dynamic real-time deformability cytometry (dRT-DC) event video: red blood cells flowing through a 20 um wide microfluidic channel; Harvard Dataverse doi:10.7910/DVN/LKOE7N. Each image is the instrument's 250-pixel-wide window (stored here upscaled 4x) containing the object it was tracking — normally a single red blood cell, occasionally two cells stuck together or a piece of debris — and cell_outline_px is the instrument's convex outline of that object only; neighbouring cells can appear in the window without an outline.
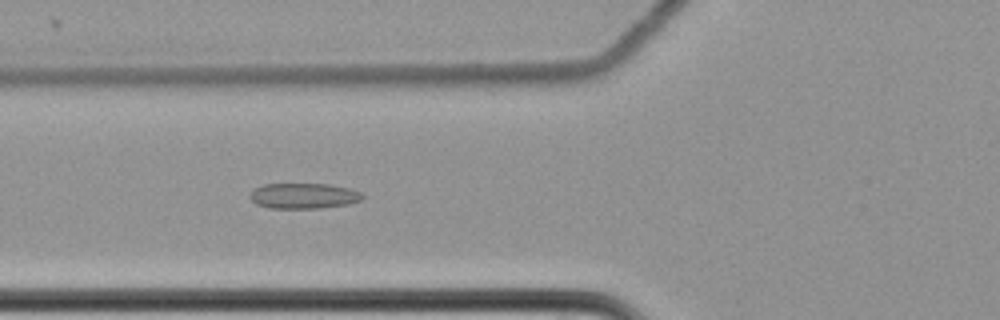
{"species": "common noctule bat (a hibernating species)", "species_latin": "Nyctalus noctula", "temperature_condition": "cold", "stored_images_in_passage": 46, "camera_frame_rate_fps": 3000, "um_per_image_px": 0.085, "animal": {"sex": "female", "body_mass_g": 22.7, "forearm_length_mm": 54.2}, "frame": {"image": 1, "passage_image": 10, "time_ms": 3.0, "image_size_px": [1000, 320], "cell_outline_px": [[364, 196], [360, 200], [348, 204], [320, 208], [268, 208], [256, 204], [248, 196], [256, 188], [264, 184], [328, 184], [352, 188], [360, 192]], "centroid_in_image_um": [25.82, 16.65], "position_along_channel_um": 100.0, "area_um2": 16.7}}
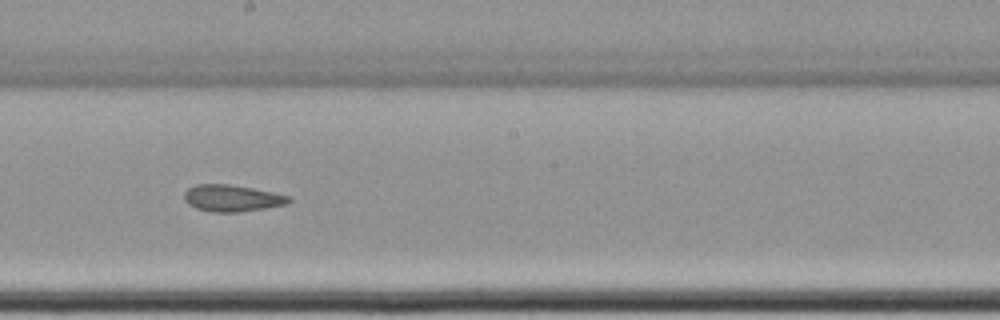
{"frame": {"image": 2, "passage_image": 21, "time_ms": 6.667, "image_size_px": [1000, 320], "cell_outline_px": [[292, 200], [288, 204], [264, 208], [236, 212], [212, 212], [196, 208], [188, 204], [184, 200], [184, 192], [188, 188], [196, 184], [228, 184], [252, 188], [272, 192], [288, 196]], "centroid_in_image_um": [19.69, 16.84], "position_along_channel_um": 228.5, "area_um2": 16.18}}
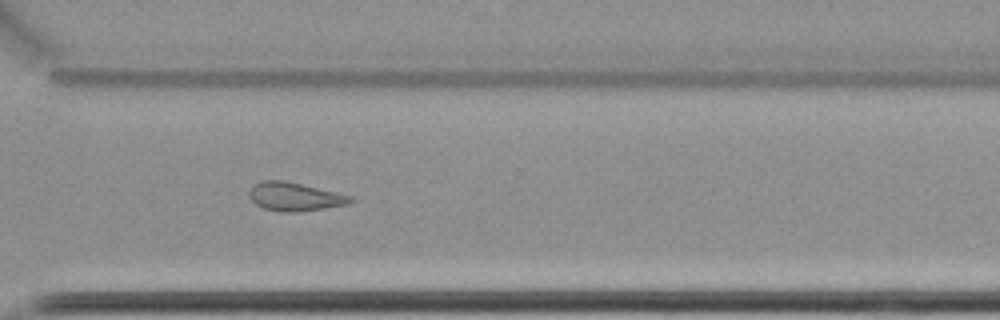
{"frame": {"image": 3, "passage_image": 31, "time_ms": 10.0, "image_size_px": [1000, 320], "cell_outline_px": [[352, 200], [348, 204], [296, 212], [280, 212], [264, 208], [256, 204], [248, 196], [248, 192], [252, 184], [260, 180], [284, 180], [352, 196]], "centroid_in_image_um": [24.97, 16.7], "position_along_channel_um": 345.6, "area_um2": 16.7}, "authors_computed_cell_mechanics": {"area_um2": 16.762, "velocity_mm_per_s": 3.4997, "shape_relaxation_time_tau1_ms": null, "shape_relaxation_time_tau2_ms": 7.7098, "deformation_change_tau1": null, "deformation_change_tau2": 0.1121}}